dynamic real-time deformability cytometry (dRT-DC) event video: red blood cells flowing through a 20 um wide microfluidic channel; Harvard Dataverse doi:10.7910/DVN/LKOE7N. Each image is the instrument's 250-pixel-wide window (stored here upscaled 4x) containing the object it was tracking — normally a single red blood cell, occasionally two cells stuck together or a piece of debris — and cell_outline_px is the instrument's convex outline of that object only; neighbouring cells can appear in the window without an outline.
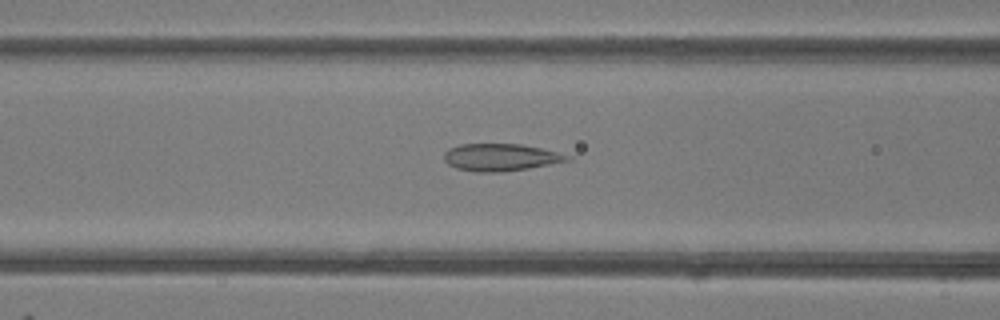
{"species": "common noctule bat (a hibernating species)", "species_latin": "Nyctalus noctula", "temperature_condition": "room temperature", "stored_images_in_passage": 16, "camera_frame_rate_fps": 3000, "um_per_image_px": 0.085, "animal": {"sex": "female"}, "frame": {"image": 1, "passage_image": 16, "time_ms": 5.0, "image_size_px": [1000, 320], "cell_outline_px": [[572, 160], [528, 168], [504, 172], [472, 172], [456, 168], [448, 164], [444, 160], [444, 152], [448, 148], [460, 144], [520, 144], [540, 148], [572, 156]], "centroid_in_image_um": [42.52, 13.38], "position_along_channel_um": 124.1, "area_um2": 19.65}}